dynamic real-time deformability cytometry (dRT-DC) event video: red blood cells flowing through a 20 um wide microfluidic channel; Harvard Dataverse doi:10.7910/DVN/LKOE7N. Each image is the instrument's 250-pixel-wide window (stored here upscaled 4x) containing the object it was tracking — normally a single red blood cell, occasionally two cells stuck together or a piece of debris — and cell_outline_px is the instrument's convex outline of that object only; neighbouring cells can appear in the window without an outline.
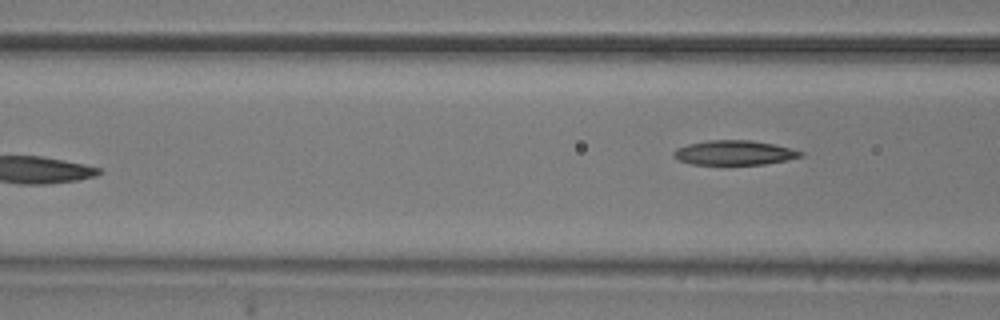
{"species": "common noctule bat (a hibernating species)", "species_latin": "Nyctalus noctula", "temperature_condition": "room temperature", "stored_images_in_passage": 6, "camera_frame_rate_fps": 3000, "um_per_image_px": 0.085, "animal": {"sex": "male", "body_mass_g": 20.5, "forearm_length_mm": 52.5}, "frame": {"image": 1, "passage_image": 6, "time_ms": 1.667, "image_size_px": [1000, 320], "cell_outline_px": [[804, 156], [788, 160], [764, 164], [692, 164], [680, 160], [672, 156], [672, 152], [676, 148], [688, 144], [708, 140], [752, 140], [772, 144], [804, 152]], "centroid_in_image_um": [62.41, 12.98], "position_along_channel_um": 104.2, "area_um2": 18.09}}